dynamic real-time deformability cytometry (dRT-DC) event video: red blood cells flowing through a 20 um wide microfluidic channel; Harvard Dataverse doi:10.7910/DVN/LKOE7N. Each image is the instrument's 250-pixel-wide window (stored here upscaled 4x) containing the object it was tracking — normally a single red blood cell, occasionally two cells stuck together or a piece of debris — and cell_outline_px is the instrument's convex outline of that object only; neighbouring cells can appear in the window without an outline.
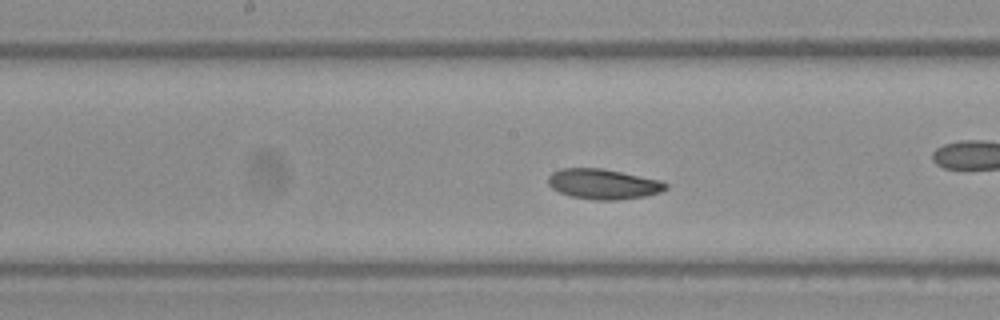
{"species": "Egyptian fruit bat (a non-hibernating species)", "species_latin": "Rousettus aegyptiacus", "temperature_condition": "warm", "stored_images_in_passage": 47, "camera_frame_rate_fps": 3000, "um_per_image_px": 0.085, "frame": {"image": 1, "passage_image": 21, "time_ms": 6.667, "image_size_px": [1000, 320], "cell_outline_px": [[668, 188], [660, 192], [644, 196], [616, 200], [596, 200], [572, 196], [560, 192], [552, 188], [548, 184], [548, 176], [552, 172], [560, 168], [604, 168], [660, 180], [668, 184]], "centroid_in_image_um": [51.27, 15.63], "position_along_channel_um": 196.9, "area_um2": 20.69}, "authors_computed_cell_mechanics": {"area_um2": 20.808, "velocity_mm_per_s": 3.9159, "shape_relaxation_time_tau1_ms": 2.6706, "shape_relaxation_time_tau2_ms": 8.7479, "deformation_change_tau1": 0.065, "deformation_change_tau2": 0.1016}}